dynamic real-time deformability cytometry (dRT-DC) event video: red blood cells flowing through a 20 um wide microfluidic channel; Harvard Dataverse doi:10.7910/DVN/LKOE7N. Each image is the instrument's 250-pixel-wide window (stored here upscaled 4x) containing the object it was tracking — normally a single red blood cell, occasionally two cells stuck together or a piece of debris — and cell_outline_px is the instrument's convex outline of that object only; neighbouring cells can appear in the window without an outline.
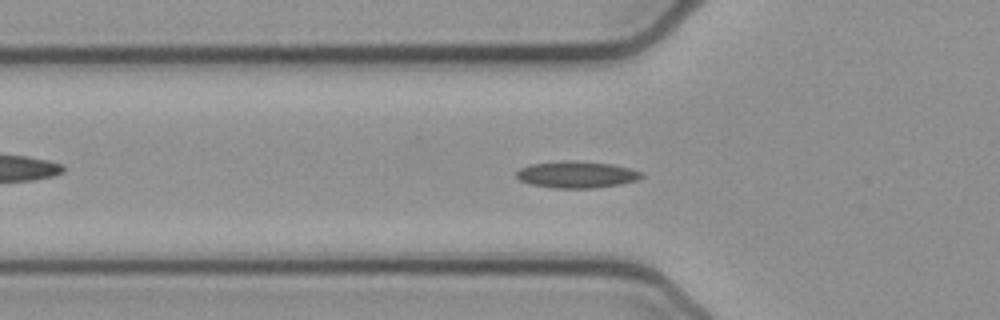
{"species": "common noctule bat (a hibernating species)", "species_latin": "Nyctalus noctula", "temperature_condition": "cold", "stored_images_in_passage": 53, "camera_frame_rate_fps": 3000, "um_per_image_px": 0.085, "animal": {"sex": "female", "body_mass_g": 21.9}, "frame": {"image": 1, "passage_image": 17, "time_ms": 5.333, "image_size_px": [1000, 320], "cell_outline_px": [[644, 176], [636, 180], [620, 184], [592, 188], [552, 188], [528, 184], [520, 180], [516, 176], [516, 172], [520, 168], [532, 164], [612, 164], [628, 168], [640, 172]], "centroid_in_image_um": [49.0, 14.91], "position_along_channel_um": 76.8, "area_um2": 18.15}}
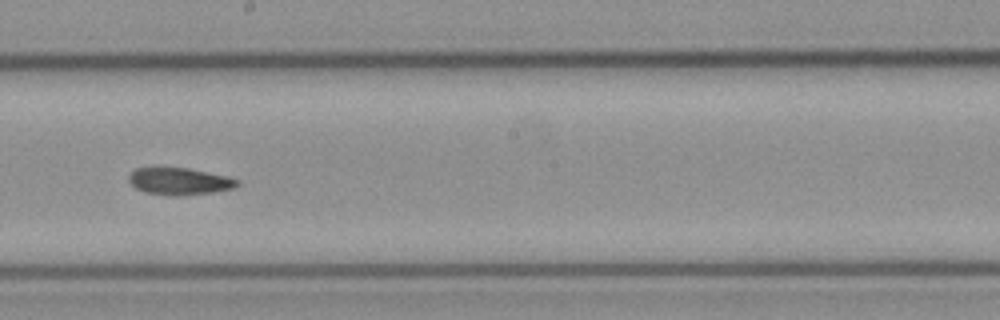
{"frame": {"image": 2, "passage_image": 29, "time_ms": 9.333, "image_size_px": [1000, 320], "cell_outline_px": [[240, 184], [232, 188], [212, 192], [180, 196], [176, 196], [144, 192], [136, 188], [128, 180], [128, 176], [136, 168], [188, 168], [228, 176], [240, 180]], "centroid_in_image_um": [15.27, 15.41], "position_along_channel_um": 232.9, "area_um2": 16.99}}
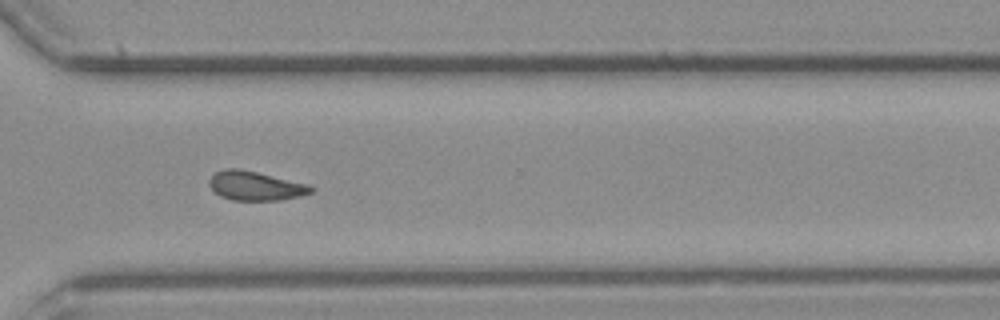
{"frame": {"image": 3, "passage_image": 38, "time_ms": 12.333, "image_size_px": [1000, 320], "cell_outline_px": [[316, 188], [312, 192], [300, 196], [280, 200], [232, 200], [220, 196], [208, 184], [208, 180], [216, 172], [224, 168], [240, 168], [308, 184]], "centroid_in_image_um": [21.71, 15.79], "position_along_channel_um": 348.9, "area_um2": 17.28}, "authors_computed_cell_mechanics": {"area_um2": 17.5712, "velocity_mm_per_s": 3.8772, "shape_relaxation_time_tau1_ms": null, "shape_relaxation_time_tau2_ms": 2.0555, "deformation_change_tau1": null, "deformation_change_tau2": 0.0705}}